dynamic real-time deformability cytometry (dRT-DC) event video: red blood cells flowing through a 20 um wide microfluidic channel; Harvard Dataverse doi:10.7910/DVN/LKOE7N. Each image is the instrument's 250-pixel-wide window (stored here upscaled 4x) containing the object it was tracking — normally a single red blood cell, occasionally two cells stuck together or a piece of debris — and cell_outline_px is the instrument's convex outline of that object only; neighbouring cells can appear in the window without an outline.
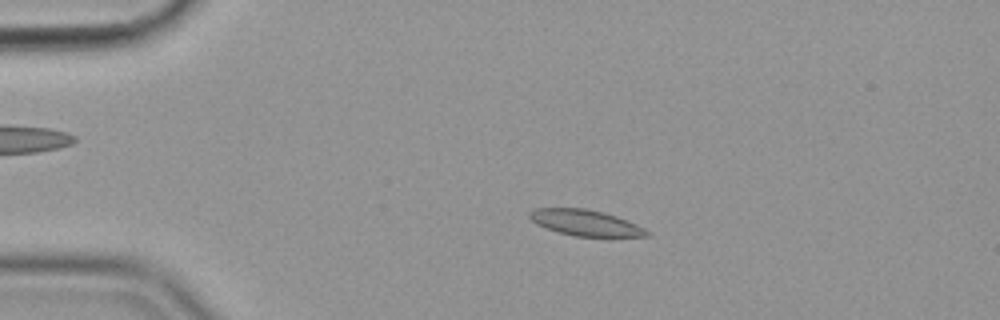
{"species": "common noctule bat (a hibernating species)", "species_latin": "Nyctalus noctula", "temperature_condition": "cold", "stored_images_in_passage": 19, "camera_frame_rate_fps": 3000, "um_per_image_px": 0.085, "animal": {"sex": "female", "body_mass_g": 19.9}, "frame": {"image": 1, "passage_image": 3, "time_ms": 0.667, "image_size_px": [1000, 320], "cell_outline_px": [[652, 236], [572, 236], [536, 224], [528, 216], [528, 212], [536, 208], [588, 208], [604, 212], [616, 216], [636, 224], [652, 232]], "centroid_in_image_um": [49.78, 18.93], "position_along_channel_um": 35.2, "area_um2": 17.69}}
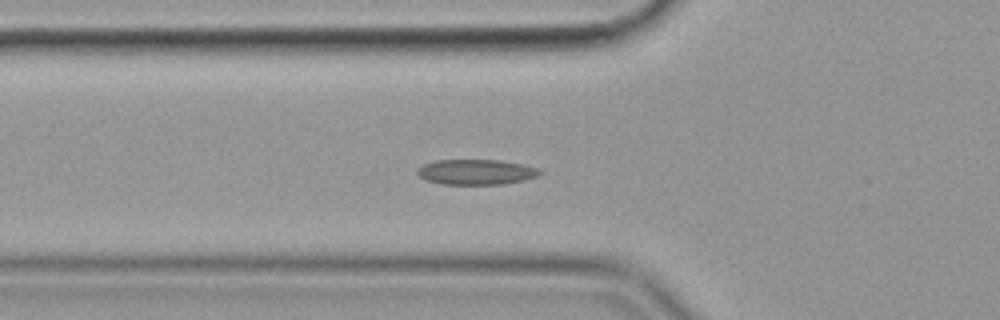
{"frame": {"image": 2, "passage_image": 11, "time_ms": 3.333, "image_size_px": [1000, 320], "cell_outline_px": [[544, 172], [540, 176], [524, 180], [504, 184], [440, 184], [424, 180], [416, 172], [424, 164], [436, 160], [500, 160], [520, 164], [536, 168]], "centroid_in_image_um": [40.48, 14.63], "position_along_channel_um": 85.3, "area_um2": 18.03}}
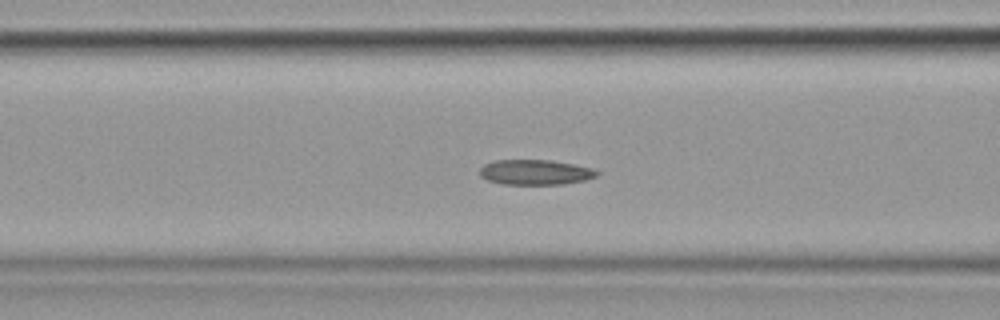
{"frame": {"image": 3, "passage_image": 14, "time_ms": 4.333, "image_size_px": [1000, 320], "cell_outline_px": [[600, 172], [596, 176], [584, 180], [564, 184], [500, 184], [488, 180], [480, 176], [480, 168], [484, 164], [496, 160], [552, 160], [592, 168]], "centroid_in_image_um": [45.48, 14.64], "position_along_channel_um": 121.1, "area_um2": 17.11}}